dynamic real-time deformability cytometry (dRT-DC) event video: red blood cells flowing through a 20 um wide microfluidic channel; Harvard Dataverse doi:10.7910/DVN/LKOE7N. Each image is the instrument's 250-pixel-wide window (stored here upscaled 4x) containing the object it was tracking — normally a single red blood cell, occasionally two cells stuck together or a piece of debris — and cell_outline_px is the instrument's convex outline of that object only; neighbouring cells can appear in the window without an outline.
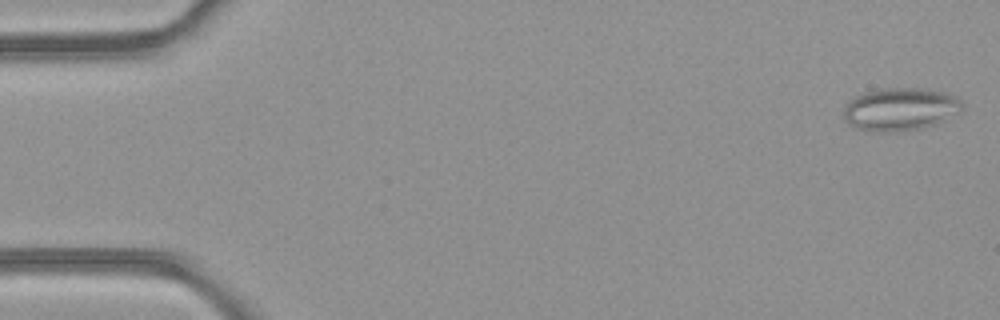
{"species": "common noctule bat (a hibernating species)", "species_latin": "Nyctalus noctula", "temperature_condition": "room temperature", "stored_images_in_passage": 48, "camera_frame_rate_fps": 3000, "um_per_image_px": 0.085, "animal": {"sex": "female", "body_mass_g": 21.9}, "frame": {"image": 1, "passage_image": 1, "time_ms": 0.0, "image_size_px": [1000, 320], "cell_outline_px": [[964, 108], [924, 128], [900, 132], [864, 132], [848, 124], [844, 120], [844, 108], [848, 100], [864, 92], [884, 88], [920, 88], [944, 92], [956, 96], [964, 104]], "centroid_in_image_um": [76.45, 9.29], "position_along_channel_um": 8.6, "area_um2": 29.77}}
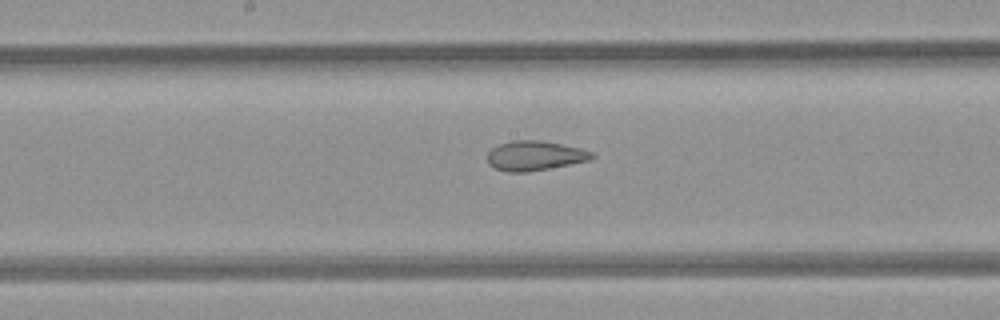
{"frame": {"image": 2, "passage_image": 25, "time_ms": 8.0, "image_size_px": [1000, 320], "cell_outline_px": [[596, 156], [592, 160], [528, 172], [508, 172], [492, 168], [488, 164], [488, 152], [492, 148], [500, 144], [512, 140], [540, 140], [580, 148], [592, 152]], "centroid_in_image_um": [45.45, 13.24], "position_along_channel_um": 202.7, "area_um2": 18.15}}
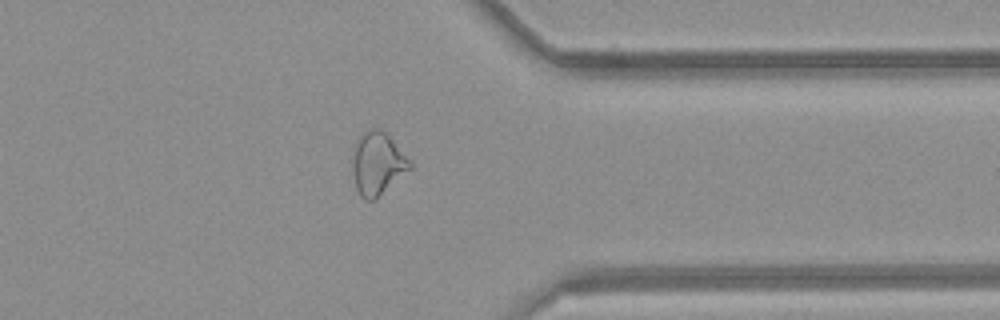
{"frame": {"image": 3, "passage_image": 38, "time_ms": 12.333, "image_size_px": [1000, 320], "cell_outline_px": [[412, 168], [376, 200], [364, 200], [360, 196], [356, 188], [352, 168], [352, 160], [356, 140], [368, 128], [376, 128], [384, 132], [412, 160]], "centroid_in_image_um": [32.1, 13.93], "position_along_channel_um": 379.3, "area_um2": 21.21}, "authors_computed_cell_mechanics": {"area_um2": 22.4264, "velocity_mm_per_s": 4.2708, "shape_relaxation_time_tau1_ms": null, "shape_relaxation_time_tau2_ms": 1.5341, "deformation_change_tau1": null, "deformation_change_tau2": 0.0925}}